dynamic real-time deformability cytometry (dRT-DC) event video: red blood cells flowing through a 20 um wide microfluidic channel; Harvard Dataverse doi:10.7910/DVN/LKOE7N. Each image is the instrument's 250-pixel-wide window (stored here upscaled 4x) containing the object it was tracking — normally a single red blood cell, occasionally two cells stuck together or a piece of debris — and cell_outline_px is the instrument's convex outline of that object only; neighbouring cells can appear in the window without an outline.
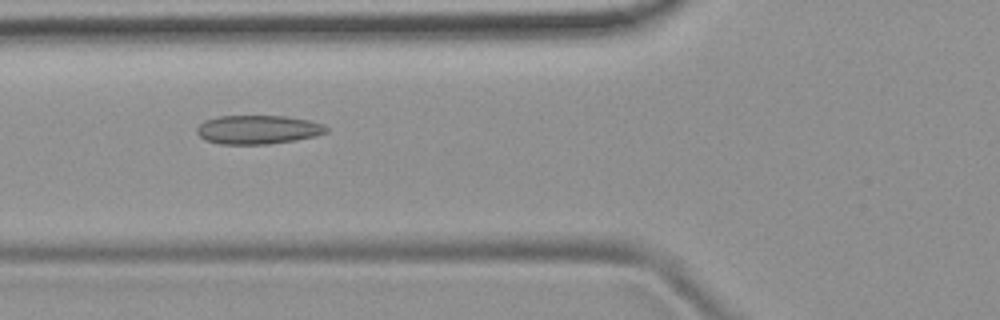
{"species": "common noctule bat (a hibernating species)", "species_latin": "Nyctalus noctula", "temperature_condition": "room temperature", "stored_images_in_passage": 8, "camera_frame_rate_fps": 3000, "um_per_image_px": 0.085, "animal": {"sex": "female", "body_mass_g": 19.9}, "frame": {"image": 1, "passage_image": 5, "time_ms": 6.0, "image_size_px": [1000, 320], "cell_outline_px": [[328, 132], [316, 136], [296, 140], [268, 144], [220, 144], [204, 140], [196, 132], [196, 128], [204, 120], [220, 116], [284, 116], [308, 120], [324, 124], [328, 128]], "centroid_in_image_um": [21.92, 11.02], "position_along_channel_um": 103.9, "area_um2": 21.85}}
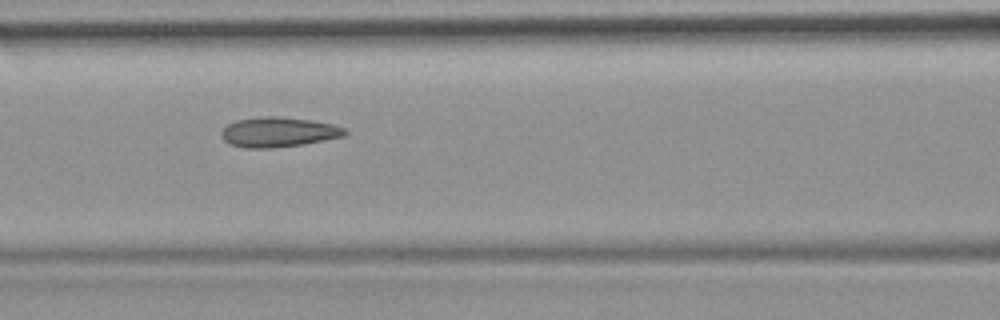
{"frame": {"image": 2, "passage_image": 6, "time_ms": 7.0, "image_size_px": [1000, 320], "cell_outline_px": [[348, 132], [344, 136], [304, 144], [272, 148], [244, 148], [232, 144], [224, 140], [220, 136], [220, 132], [228, 124], [236, 120], [264, 116], [276, 116], [312, 120], [332, 124], [344, 128]], "centroid_in_image_um": [23.66, 11.23], "position_along_channel_um": 142.9, "area_um2": 21.5}}